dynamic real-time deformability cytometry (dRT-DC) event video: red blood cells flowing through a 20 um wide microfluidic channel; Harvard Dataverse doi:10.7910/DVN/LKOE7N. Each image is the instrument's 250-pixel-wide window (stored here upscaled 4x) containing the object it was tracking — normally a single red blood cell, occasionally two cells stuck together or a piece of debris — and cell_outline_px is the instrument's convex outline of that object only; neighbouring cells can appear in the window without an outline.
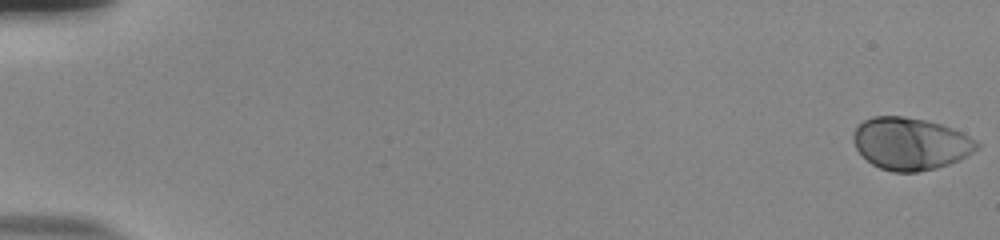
{"species": "human", "species_latin": "Homo sapiens", "temperature_condition": "room temperature", "stored_images_in_passage": 55, "camera_frame_rate_fps": 3000, "um_per_image_px": 0.085, "donor": {"sex": "male"}, "frame": {"image": 1, "passage_image": 1, "time_ms": 0.0, "image_size_px": [1000, 240], "cell_outline_px": [[980, 148], [960, 160], [936, 168], [916, 172], [892, 172], [880, 168], [872, 164], [856, 148], [852, 140], [852, 136], [856, 128], [864, 120], [872, 116], [904, 116], [928, 120], [952, 128], [968, 136], [980, 144]], "centroid_in_image_um": [77.39, 12.21], "position_along_channel_um": 7.6, "area_um2": 37.63}}
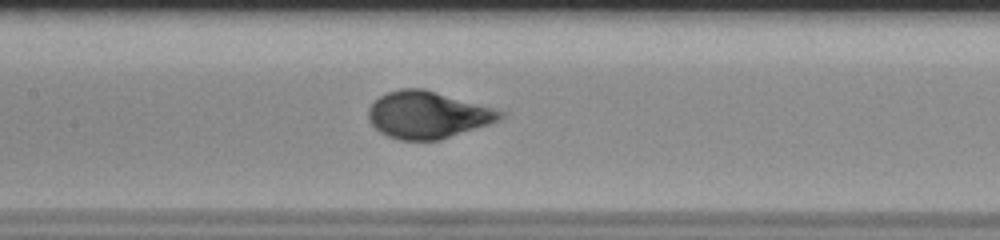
{"frame": {"image": 2, "passage_image": 28, "time_ms": 9.0, "image_size_px": [1000, 240], "cell_outline_px": [[508, 112], [500, 120], [440, 140], [400, 140], [388, 136], [380, 132], [368, 120], [368, 108], [380, 96], [388, 92], [400, 88], [424, 88]], "centroid_in_image_um": [36.36, 9.76], "position_along_channel_um": 171.0, "area_um2": 36.13}}
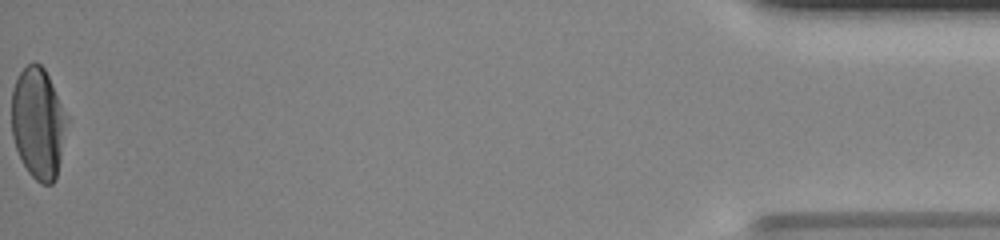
{"frame": {"image": 3, "passage_image": 55, "time_ms": 18.0, "image_size_px": [1000, 240], "cell_outline_px": [[68, 120], [56, 180], [52, 184], [40, 184], [28, 172], [16, 148], [12, 136], [12, 88], [20, 72], [28, 64], [40, 64], [44, 68], [68, 116]], "centroid_in_image_um": [3.25, 10.49], "position_along_channel_um": 432.0, "area_um2": 35.66}, "authors_computed_cell_mechanics": {"area_um2": 36.125, "velocity_mm_per_s": 3.865, "shape_relaxation_time_tau1_ms": 3.0364, "shape_relaxation_time_tau2_ms": null, "deformation_change_tau1": 0.2135, "deformation_change_tau2": null}}